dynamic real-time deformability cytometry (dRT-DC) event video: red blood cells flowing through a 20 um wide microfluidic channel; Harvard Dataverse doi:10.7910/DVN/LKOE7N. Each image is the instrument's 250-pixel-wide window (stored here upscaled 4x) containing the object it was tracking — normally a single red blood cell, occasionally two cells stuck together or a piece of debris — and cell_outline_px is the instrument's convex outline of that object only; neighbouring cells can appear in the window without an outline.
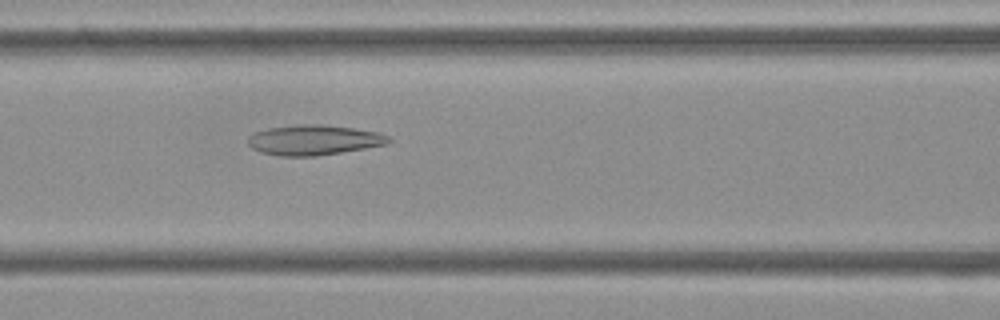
{"species": "Egyptian fruit bat (a non-hibernating species)", "species_latin": "Rousettus aegyptiacus", "temperature_condition": "cold", "stored_images_in_passage": 44, "camera_frame_rate_fps": 3000, "um_per_image_px": 0.085, "frame": {"image": 1, "passage_image": 13, "time_ms": 4.0, "image_size_px": [1000, 320], "cell_outline_px": [[392, 140], [388, 144], [316, 156], [280, 156], [260, 152], [252, 148], [248, 144], [248, 136], [252, 132], [268, 128], [296, 124], [324, 124], [380, 132], [388, 136]], "centroid_in_image_um": [26.65, 11.89], "position_along_channel_um": 139.9, "area_um2": 24.85}}
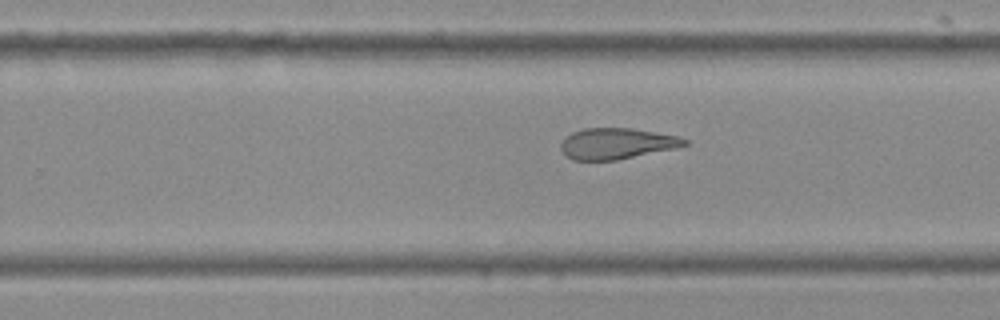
{"frame": {"image": 2, "passage_image": 24, "time_ms": 7.667, "image_size_px": [1000, 320], "cell_outline_px": [[688, 144], [676, 148], [616, 160], [572, 160], [560, 148], [560, 144], [572, 132], [584, 128], [632, 128], [676, 136], [688, 140]], "centroid_in_image_um": [52.42, 12.2], "position_along_channel_um": 277.4, "area_um2": 22.08}}
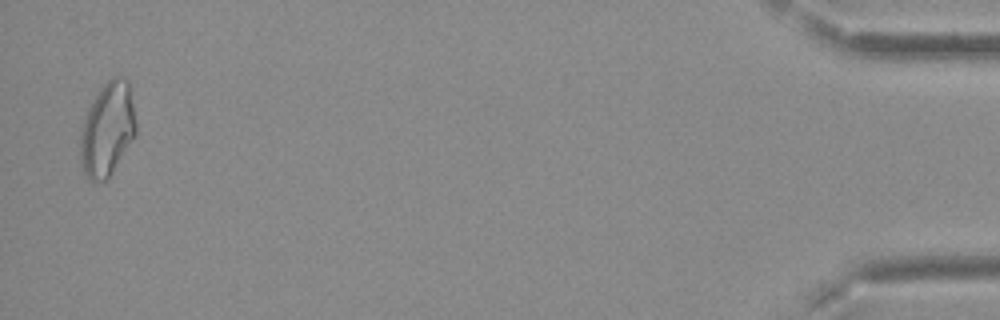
{"frame": {"image": 3, "passage_image": 43, "time_ms": 14.0, "image_size_px": [1000, 320], "cell_outline_px": [[136, 136], [112, 176], [108, 180], [88, 180], [80, 168], [80, 132], [88, 108], [100, 88], [112, 76], [120, 76], [128, 80], [136, 120]], "centroid_in_image_um": [9.14, 11.04], "position_along_channel_um": 426.1, "area_um2": 31.04}, "authors_computed_cell_mechanics": {"area_um2": 25.2875, "velocity_mm_per_s": 3.7497, "shape_relaxation_time_tau1_ms": null, "shape_relaxation_time_tau2_ms": 3.5912, "deformation_change_tau1": null, "deformation_change_tau2": 0.137}}